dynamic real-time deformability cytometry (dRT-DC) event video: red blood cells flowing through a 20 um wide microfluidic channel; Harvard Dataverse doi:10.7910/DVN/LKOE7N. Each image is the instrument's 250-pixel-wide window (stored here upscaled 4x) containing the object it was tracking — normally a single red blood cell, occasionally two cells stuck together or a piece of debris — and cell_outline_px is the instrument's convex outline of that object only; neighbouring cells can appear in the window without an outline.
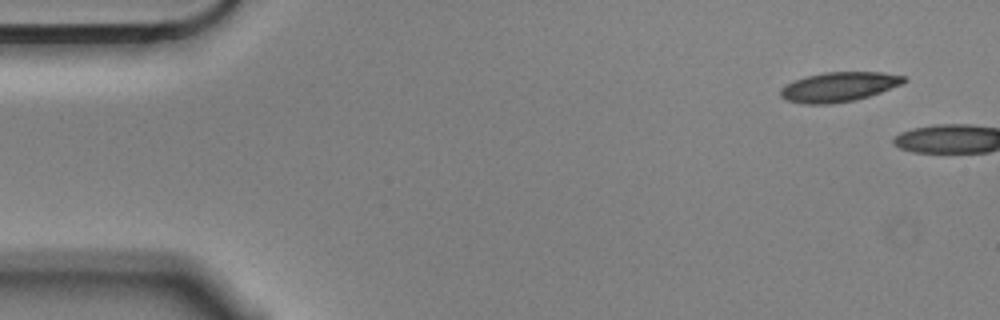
{"species": "Egyptian fruit bat (a non-hibernating species)", "species_latin": "Rousettus aegyptiacus", "temperature_condition": "cold", "stored_images_in_passage": 2, "camera_frame_rate_fps": 3000, "um_per_image_px": 0.085, "animal": {"sex": "male"}, "frame": {"image": 1, "passage_image": 1, "time_ms": 0.0, "image_size_px": [1000, 320], "cell_outline_px": [[908, 80], [904, 84], [856, 100], [832, 104], [804, 104], [784, 100], [780, 96], [780, 88], [796, 80], [808, 76], [824, 72], [884, 72], [904, 76]], "centroid_in_image_um": [71.32, 7.39], "position_along_channel_um": 13.7, "area_um2": 21.39}}